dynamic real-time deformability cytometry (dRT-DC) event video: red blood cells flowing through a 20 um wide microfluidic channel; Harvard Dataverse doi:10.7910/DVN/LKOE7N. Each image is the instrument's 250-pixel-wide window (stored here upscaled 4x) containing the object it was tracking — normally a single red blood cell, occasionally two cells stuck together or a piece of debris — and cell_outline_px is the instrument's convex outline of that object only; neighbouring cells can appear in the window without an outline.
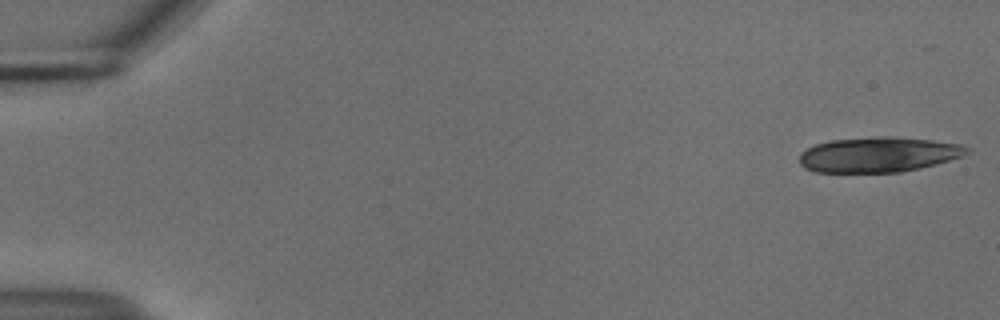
{"species": "common noctule bat (a hibernating species)", "species_latin": "Nyctalus noctula", "temperature_condition": "cold", "stored_images_in_passage": 17, "camera_frame_rate_fps": 3000, "um_per_image_px": 0.085, "animal": {"sex": "male", "body_mass_g": 18.8}, "frame": {"image": 1, "passage_image": 1, "time_ms": 0.0, "image_size_px": [1000, 320], "cell_outline_px": [[972, 152], [964, 156], [936, 164], [920, 168], [900, 172], [816, 172], [804, 168], [800, 164], [800, 152], [816, 144], [832, 140], [876, 136], [892, 136], [932, 140], [960, 144], [972, 148]], "centroid_in_image_um": [74.72, 13.13], "position_along_channel_um": 10.3, "area_um2": 34.56}}